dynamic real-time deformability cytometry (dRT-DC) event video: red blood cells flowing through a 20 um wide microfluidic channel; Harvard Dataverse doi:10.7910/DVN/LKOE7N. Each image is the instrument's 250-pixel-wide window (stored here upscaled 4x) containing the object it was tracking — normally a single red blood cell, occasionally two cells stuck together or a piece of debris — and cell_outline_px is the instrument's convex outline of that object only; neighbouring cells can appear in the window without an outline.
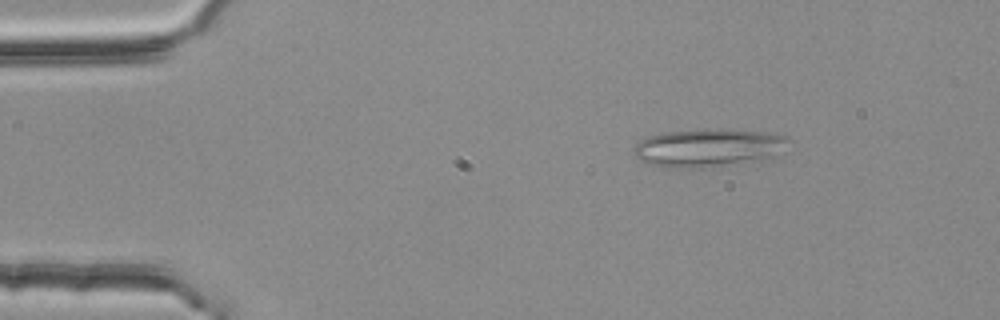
{"species": "common noctule bat (a hibernating species)", "species_latin": "Nyctalus noctula", "temperature_condition": "room temperature", "stored_images_in_passage": 54, "camera_frame_rate_fps": 3000, "um_per_image_px": 0.085, "animal": {"sex": "female", "body_mass_g": 25.1}, "frame": {"image": 1, "passage_image": 8, "time_ms": 2.333, "image_size_px": [1000, 320], "cell_outline_px": [[792, 140], [772, 156], [760, 160], [704, 168], [676, 168], [652, 164], [640, 160], [632, 152], [632, 148], [640, 140], [648, 136], [664, 132], [764, 132], [784, 136]], "centroid_in_image_um": [60.13, 12.61], "position_along_channel_um": 24.9, "area_um2": 32.77}}
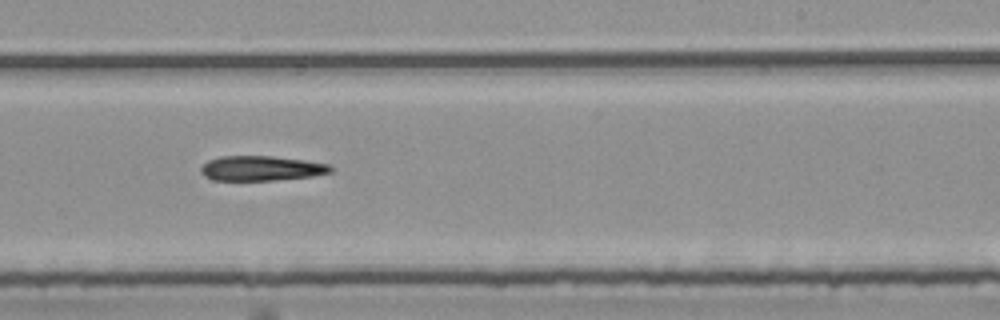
{"frame": {"image": 2, "passage_image": 33, "time_ms": 10.667, "image_size_px": [1000, 320], "cell_outline_px": [[332, 172], [312, 176], [272, 180], [216, 180], [204, 176], [200, 172], [200, 168], [208, 160], [220, 156], [272, 156], [304, 160], [332, 164]], "centroid_in_image_um": [22.22, 14.3], "position_along_channel_um": 266.8, "area_um2": 18.79}}
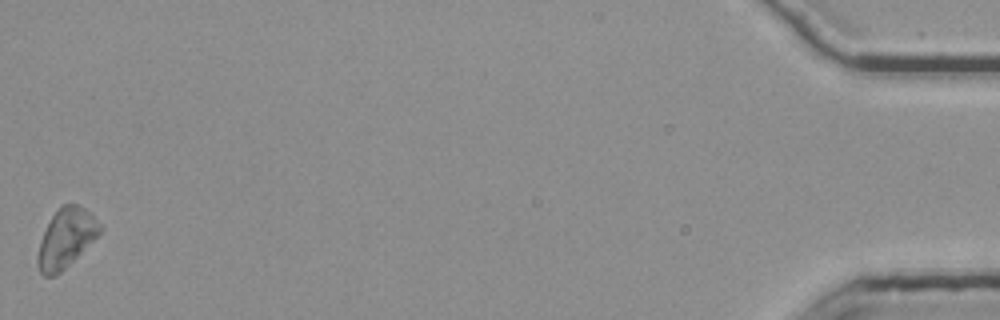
{"frame": {"image": 3, "passage_image": 54, "time_ms": 17.667, "image_size_px": [1000, 320], "cell_outline_px": [[104, 228], [56, 276], [44, 276], [40, 272], [36, 264], [36, 256], [40, 240], [52, 216], [64, 204], [76, 204], [84, 208]], "centroid_in_image_um": [5.56, 20.26], "position_along_channel_um": 429.6, "area_um2": 20.75}}